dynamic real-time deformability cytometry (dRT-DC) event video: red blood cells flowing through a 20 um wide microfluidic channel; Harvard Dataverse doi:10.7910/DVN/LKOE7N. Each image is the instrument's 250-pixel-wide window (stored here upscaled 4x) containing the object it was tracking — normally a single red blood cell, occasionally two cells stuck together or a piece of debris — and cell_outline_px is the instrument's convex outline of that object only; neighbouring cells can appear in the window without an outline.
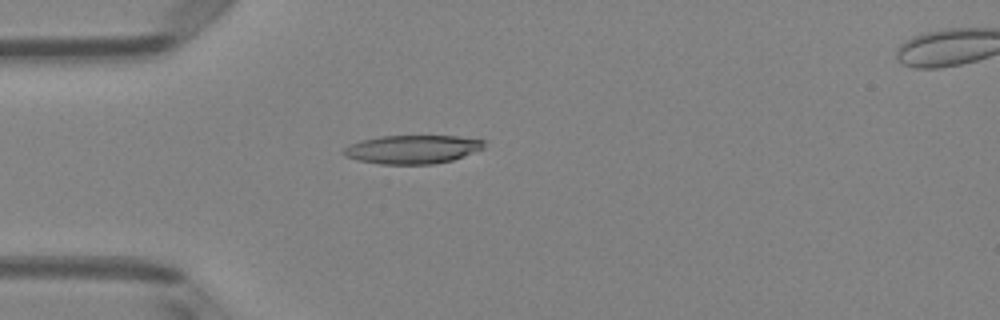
{"species": "Egyptian fruit bat (a non-hibernating species)", "species_latin": "Rousettus aegyptiacus", "temperature_condition": "room temperature", "stored_images_in_passage": 50, "camera_frame_rate_fps": 3000, "um_per_image_px": 0.085, "animal": {"sex": "female"}, "frame": {"image": 1, "passage_image": 14, "time_ms": 4.333, "image_size_px": [1000, 320], "cell_outline_px": [[488, 140], [484, 148], [464, 156], [452, 160], [432, 164], [380, 164], [356, 160], [344, 156], [340, 152], [348, 144], [360, 140], [380, 136], [456, 136]], "centroid_in_image_um": [35.03, 12.69], "position_along_channel_um": 50.0, "area_um2": 23.7}}
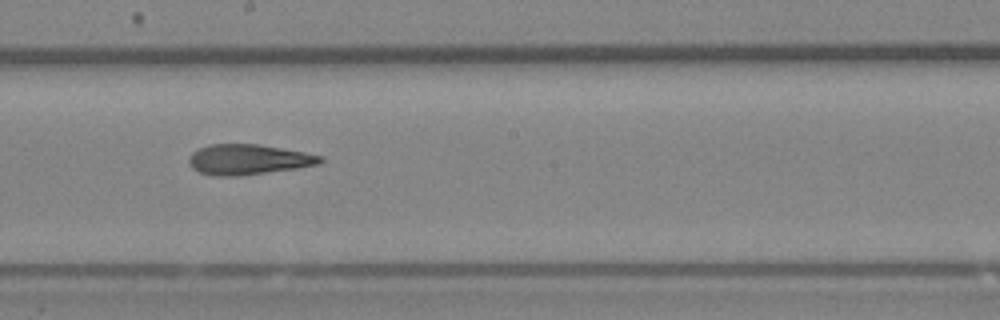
{"frame": {"image": 2, "passage_image": 28, "time_ms": 9.0, "image_size_px": [1000, 320], "cell_outline_px": [[324, 160], [320, 164], [296, 168], [236, 176], [216, 176], [200, 172], [192, 168], [188, 160], [192, 152], [208, 144], [260, 144], [304, 152], [324, 156]], "centroid_in_image_um": [21.12, 13.55], "position_along_channel_um": 227.1, "area_um2": 23.12}}
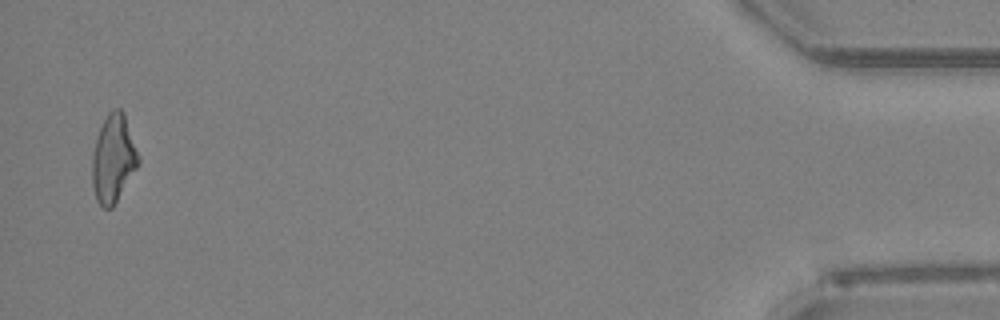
{"frame": {"image": 3, "passage_image": 49, "time_ms": 16.0, "image_size_px": [1000, 320], "cell_outline_px": [[140, 164], [112, 208], [104, 208], [96, 200], [92, 184], [92, 156], [96, 140], [100, 128], [108, 112], [112, 108], [120, 108], [124, 112], [140, 156]], "centroid_in_image_um": [9.65, 13.47], "position_along_channel_um": 425.5, "area_um2": 23.81}, "authors_computed_cell_mechanics": {"area_um2": 23.3223, "velocity_mm_per_s": 4.0645, "shape_relaxation_time_tau1_ms": null, "shape_relaxation_time_tau2_ms": 4.4489, "deformation_change_tau1": null, "deformation_change_tau2": 0.1672}}